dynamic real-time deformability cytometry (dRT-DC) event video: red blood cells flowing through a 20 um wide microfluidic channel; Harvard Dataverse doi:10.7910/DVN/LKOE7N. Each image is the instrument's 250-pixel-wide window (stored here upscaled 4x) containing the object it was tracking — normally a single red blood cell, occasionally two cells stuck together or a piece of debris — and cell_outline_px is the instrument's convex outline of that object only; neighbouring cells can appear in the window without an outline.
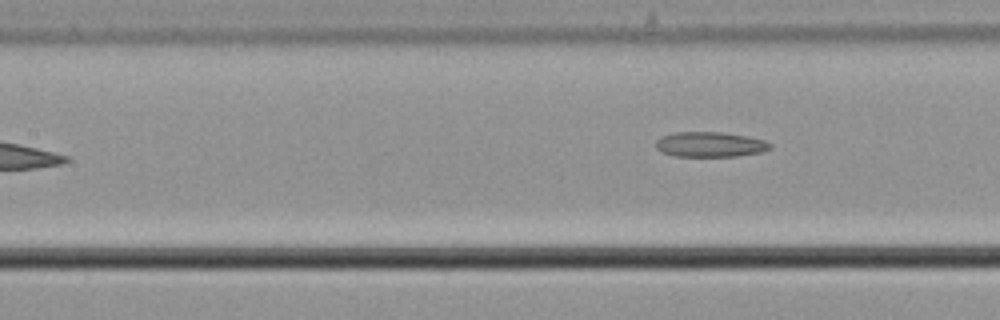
{"species": "common noctule bat (a hibernating species)", "species_latin": "Nyctalus noctula", "temperature_condition": "cold", "stored_images_in_passage": 5, "camera_frame_rate_fps": 3000, "um_per_image_px": 0.085, "animal": {"sex": "male", "body_mass_g": 21.5, "forearm_length_mm": 52.0}, "frame": {"image": 1, "passage_image": 5, "time_ms": 1.333, "image_size_px": [1000, 320], "cell_outline_px": [[772, 148], [760, 152], [736, 156], [672, 156], [660, 152], [656, 148], [656, 140], [660, 136], [676, 132], [720, 132], [748, 136], [764, 140], [772, 144]], "centroid_in_image_um": [60.32, 12.27], "position_along_channel_um": 147.1, "area_um2": 16.82}}